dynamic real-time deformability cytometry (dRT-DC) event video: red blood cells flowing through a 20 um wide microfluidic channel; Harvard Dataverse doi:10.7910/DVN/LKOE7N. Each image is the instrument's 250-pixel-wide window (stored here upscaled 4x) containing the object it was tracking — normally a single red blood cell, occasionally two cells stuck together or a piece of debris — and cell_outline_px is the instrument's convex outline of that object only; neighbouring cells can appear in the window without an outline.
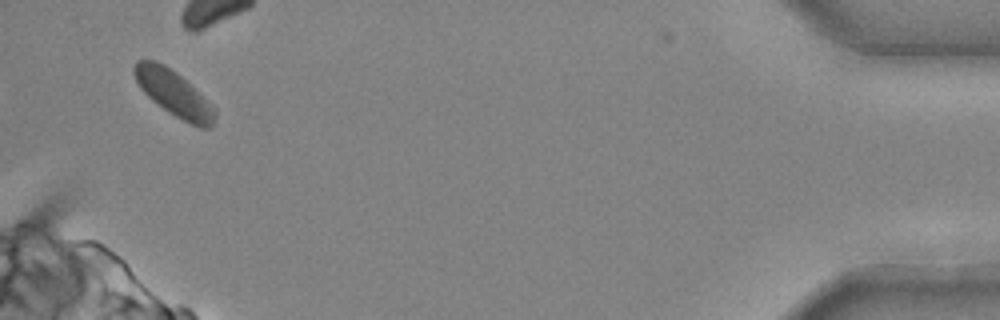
{"species": "common noctule bat (a hibernating species)", "species_latin": "Nyctalus noctula", "temperature_condition": "cold", "stored_images_in_passage": 24, "camera_frame_rate_fps": 3000, "um_per_image_px": 0.085, "animal": {"sex": "male", "body_mass_g": 20.4}, "frame": {"image": 1, "passage_image": 24, "time_ms": 7.667, "image_size_px": [1000, 320], "cell_outline_px": [[216, 116], [212, 124], [208, 128], [200, 128], [168, 112], [152, 100], [140, 88], [132, 72], [132, 68], [136, 60], [156, 60], [164, 64], [176, 72], [212, 104], [216, 108]], "centroid_in_image_um": [14.76, 7.91], "position_along_channel_um": 420.4, "area_um2": 21.33}}